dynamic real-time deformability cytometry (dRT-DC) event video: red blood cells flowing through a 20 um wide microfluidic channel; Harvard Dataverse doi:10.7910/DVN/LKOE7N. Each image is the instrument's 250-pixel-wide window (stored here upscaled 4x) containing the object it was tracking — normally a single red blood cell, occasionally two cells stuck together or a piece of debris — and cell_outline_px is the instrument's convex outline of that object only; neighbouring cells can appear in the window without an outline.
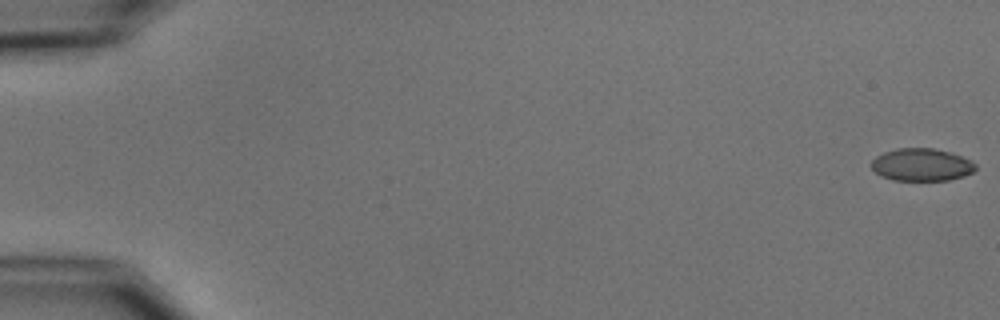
{"species": "common noctule bat (a hibernating species)", "species_latin": "Nyctalus noctula", "temperature_condition": "cold", "stored_images_in_passage": 11, "camera_frame_rate_fps": 3000, "um_per_image_px": 0.085, "animal": {"sex": "male", "body_mass_g": 15.6}, "frame": {"image": 1, "passage_image": 1, "time_ms": 0.0, "image_size_px": [1000, 320], "cell_outline_px": [[976, 168], [972, 172], [964, 176], [948, 180], [892, 180], [880, 176], [872, 168], [872, 160], [876, 156], [884, 152], [896, 148], [932, 148], [952, 152], [972, 160], [976, 164]], "centroid_in_image_um": [78.35, 13.99], "position_along_channel_um": 6.7, "area_um2": 19.88}}